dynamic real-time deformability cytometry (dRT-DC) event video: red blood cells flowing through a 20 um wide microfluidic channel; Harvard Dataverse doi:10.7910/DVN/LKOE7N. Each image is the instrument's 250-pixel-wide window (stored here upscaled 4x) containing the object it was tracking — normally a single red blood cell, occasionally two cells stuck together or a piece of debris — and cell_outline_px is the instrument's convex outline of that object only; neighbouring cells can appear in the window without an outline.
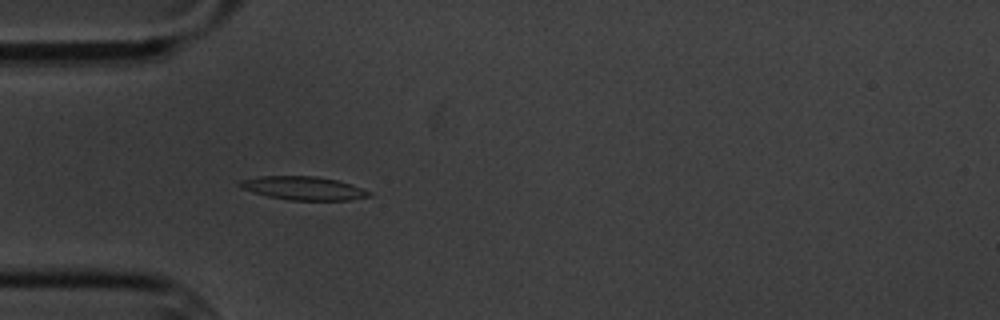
{"species": "common noctule bat (a hibernating species)", "species_latin": "Nyctalus noctula", "temperature_condition": "cold", "stored_images_in_passage": 5, "camera_frame_rate_fps": 3000, "um_per_image_px": 0.085, "animal": {"sex": "male", "body_mass_g": 20.1, "forearm_length_mm": 53.5}, "frame": {"image": 1, "passage_image": 5, "time_ms": 4.667, "image_size_px": [1000, 320], "cell_outline_px": [[372, 196], [348, 200], [292, 200], [268, 196], [252, 192], [240, 188], [236, 184], [240, 180], [260, 176], [316, 176], [336, 180], [372, 192]], "centroid_in_image_um": [25.74, 15.99], "position_along_channel_um": 59.3, "area_um2": 17.57}}